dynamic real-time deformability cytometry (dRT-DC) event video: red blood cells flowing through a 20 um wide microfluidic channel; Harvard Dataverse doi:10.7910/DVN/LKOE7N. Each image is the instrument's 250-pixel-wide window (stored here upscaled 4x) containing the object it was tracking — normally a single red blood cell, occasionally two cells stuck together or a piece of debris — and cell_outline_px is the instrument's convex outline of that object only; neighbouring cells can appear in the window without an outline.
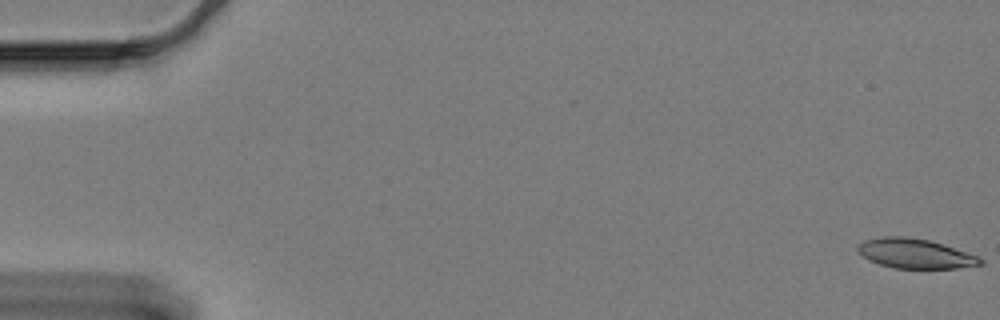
{"species": "Egyptian fruit bat (a non-hibernating species)", "species_latin": "Rousettus aegyptiacus", "temperature_condition": "cold", "stored_images_in_passage": 11, "camera_frame_rate_fps": 3000, "um_per_image_px": 0.085, "animal": {"sex": "female"}, "frame": {"image": 1, "passage_image": 1, "time_ms": 0.0, "image_size_px": [1000, 320], "cell_outline_px": [[984, 264], [956, 268], [896, 268], [880, 264], [868, 260], [856, 252], [856, 244], [864, 240], [884, 236], [904, 236], [928, 240], [980, 256], [984, 260]], "centroid_in_image_um": [77.75, 21.55], "position_along_channel_um": 7.2, "area_um2": 21.27}}